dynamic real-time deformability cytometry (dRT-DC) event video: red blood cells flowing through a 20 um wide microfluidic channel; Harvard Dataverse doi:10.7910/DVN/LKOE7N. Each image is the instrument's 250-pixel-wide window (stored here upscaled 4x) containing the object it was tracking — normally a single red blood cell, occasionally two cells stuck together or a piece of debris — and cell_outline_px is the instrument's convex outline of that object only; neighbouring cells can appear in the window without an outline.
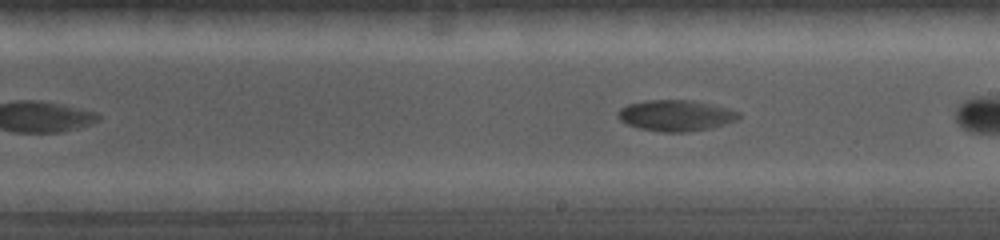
{"species": "common noctule bat (a hibernating species)", "species_latin": "Nyctalus noctula", "temperature_condition": "cold", "stored_images_in_passage": 26, "camera_frame_rate_fps": 5000, "um_per_image_px": 0.085, "animal": {"sex": "female", "body_mass_g": 19.0, "forearm_length_mm": 56.7}, "frame": {"image": 1, "passage_image": 10, "time_ms": 3.8, "image_size_px": [1000, 240], "cell_outline_px": [[740, 116], [736, 120], [712, 128], [688, 132], [660, 132], [640, 128], [628, 124], [620, 120], [616, 116], [616, 112], [620, 108], [628, 104], [648, 100], [692, 100], [740, 112]], "centroid_in_image_um": [57.4, 9.83], "position_along_channel_um": 231.6, "area_um2": 21.73}}
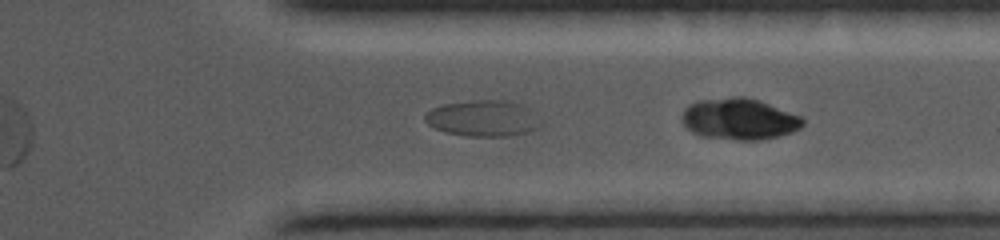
{"frame": {"image": 2, "passage_image": 18, "time_ms": 7.2, "image_size_px": [1000, 240], "cell_outline_px": [[544, 124], [528, 132], [508, 136], [468, 136], [444, 132], [428, 124], [424, 120], [424, 116], [432, 108], [444, 104], [472, 100], [508, 100], [524, 104], [544, 120]], "centroid_in_image_um": [41.13, 10.05], "position_along_channel_um": 370.3, "area_um2": 24.74}}
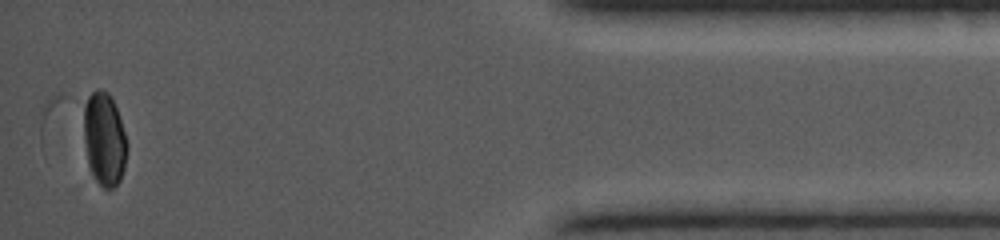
{"frame": {"image": 3, "passage_image": 26, "time_ms": 10.2, "image_size_px": [1000, 240], "cell_outline_px": [[128, 148], [124, 168], [120, 180], [108, 192], [92, 176], [88, 164], [84, 140], [84, 104], [88, 96], [96, 88], [100, 88], [108, 92], [116, 108], [128, 144]], "centroid_in_image_um": [8.86, 11.84], "position_along_channel_um": 426.3, "area_um2": 23.64}}